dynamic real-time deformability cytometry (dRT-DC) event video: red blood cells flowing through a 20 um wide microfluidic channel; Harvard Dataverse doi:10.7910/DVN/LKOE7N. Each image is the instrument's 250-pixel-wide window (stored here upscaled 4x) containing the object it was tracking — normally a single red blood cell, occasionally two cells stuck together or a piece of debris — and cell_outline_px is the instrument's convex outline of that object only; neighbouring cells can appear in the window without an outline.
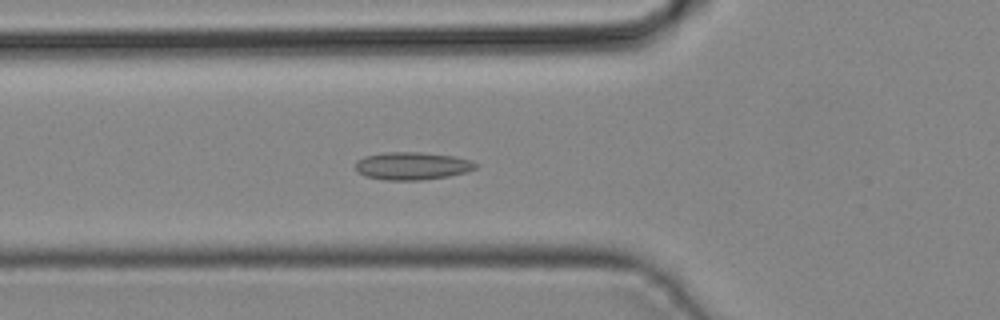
{"species": "common noctule bat (a hibernating species)", "species_latin": "Nyctalus noctula", "temperature_condition": "cold", "stored_images_in_passage": 43, "camera_frame_rate_fps": 3000, "um_per_image_px": 0.085, "animal": {"sex": "male", "body_mass_g": 19.2, "forearm_length_mm": 51.8}, "frame": {"image": 1, "passage_image": 15, "time_ms": 4.667, "image_size_px": [1000, 320], "cell_outline_px": [[476, 168], [464, 172], [448, 176], [420, 180], [384, 180], [364, 176], [356, 172], [356, 160], [364, 156], [384, 152], [420, 152], [452, 156], [472, 160], [476, 164]], "centroid_in_image_um": [34.97, 14.1], "position_along_channel_um": 90.8, "area_um2": 19.42}}
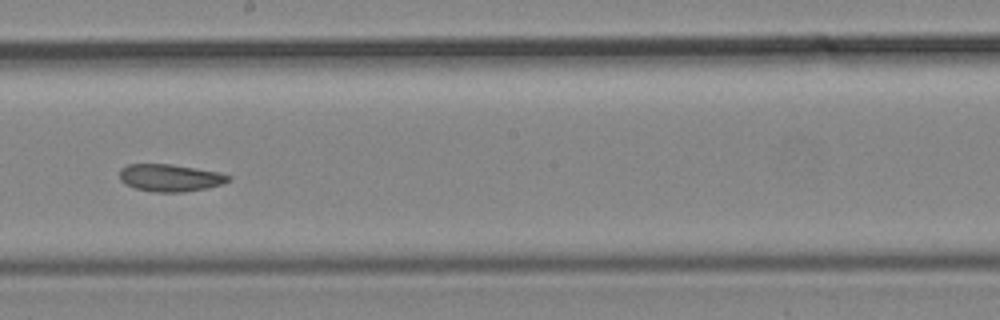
{"frame": {"image": 2, "passage_image": 24, "time_ms": 7.667, "image_size_px": [1000, 320], "cell_outline_px": [[232, 176], [228, 180], [220, 184], [208, 188], [184, 192], [156, 192], [136, 188], [124, 184], [120, 180], [120, 168], [128, 164], [172, 164], [220, 172]], "centroid_in_image_um": [14.45, 15.11], "position_along_channel_um": 233.8, "area_um2": 17.34}}
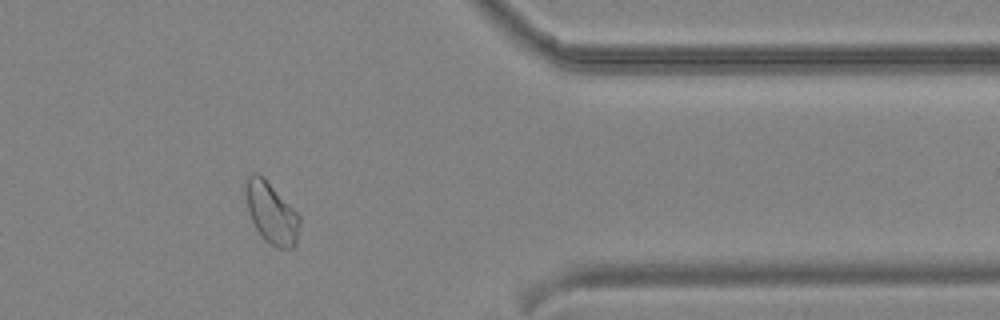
{"frame": {"image": 3, "passage_image": 35, "time_ms": 11.333, "image_size_px": [1000, 320], "cell_outline_px": [[300, 224], [296, 244], [292, 248], [276, 248], [264, 240], [256, 228], [248, 212], [244, 192], [244, 180], [252, 172], [256, 172], [300, 216]], "centroid_in_image_um": [23.03, 18.13], "position_along_channel_um": 388.4, "area_um2": 18.96}}